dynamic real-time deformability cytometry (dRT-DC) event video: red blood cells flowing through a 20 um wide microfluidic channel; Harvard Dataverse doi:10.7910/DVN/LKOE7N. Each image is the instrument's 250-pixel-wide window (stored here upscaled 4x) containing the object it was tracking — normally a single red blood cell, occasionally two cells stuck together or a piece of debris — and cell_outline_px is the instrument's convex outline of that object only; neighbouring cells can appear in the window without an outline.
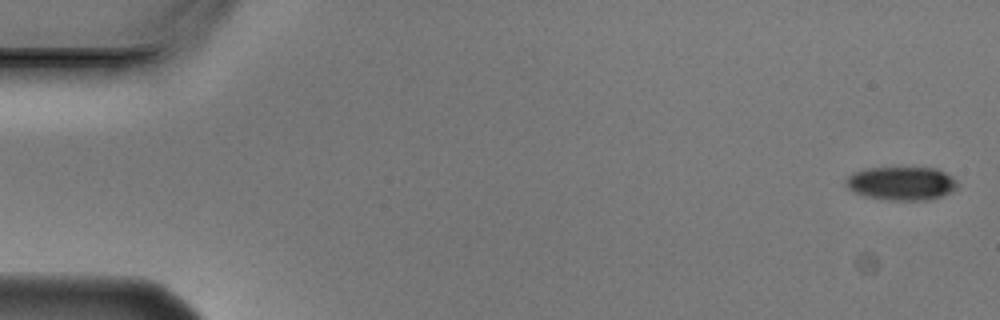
{"species": "Egyptian fruit bat (a non-hibernating species)", "species_latin": "Rousettus aegyptiacus", "temperature_condition": "cold", "stored_images_in_passage": 6, "segment_of_instrument_passage": [1, 2], "camera_frame_rate_fps": 3000, "um_per_image_px": 0.085, "animal": {"sex": "male"}, "frame": {"image": 1, "passage_image": 1, "time_ms": 0.0, "image_size_px": [1000, 320], "cell_outline_px": [[956, 188], [952, 192], [944, 196], [928, 200], [892, 200], [864, 196], [852, 192], [844, 184], [844, 180], [852, 172], [864, 168], [936, 168], [952, 176], [956, 184]], "centroid_in_image_um": [76.58, 15.59], "position_along_channel_um": 8.4, "area_um2": 21.96}}